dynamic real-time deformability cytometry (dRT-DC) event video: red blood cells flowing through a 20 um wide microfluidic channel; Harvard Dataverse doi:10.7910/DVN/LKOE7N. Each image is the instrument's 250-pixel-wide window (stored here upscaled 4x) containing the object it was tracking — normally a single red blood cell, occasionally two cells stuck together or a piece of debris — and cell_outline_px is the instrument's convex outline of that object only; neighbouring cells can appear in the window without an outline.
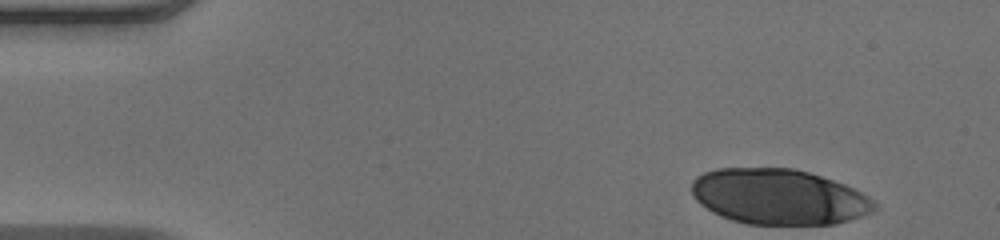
{"species": "human", "species_latin": "Homo sapiens", "temperature_condition": "warm", "stored_images_in_passage": 45, "camera_frame_rate_fps": 3000, "um_per_image_px": 0.085, "donor": {"sex": "male"}, "frame": {"image": 1, "passage_image": 1, "time_ms": 0.0, "image_size_px": [1000, 240], "cell_outline_px": [[880, 208], [872, 212], [836, 224], [748, 224], [732, 220], [720, 216], [712, 212], [700, 204], [696, 200], [692, 192], [692, 180], [696, 176], [704, 172], [716, 168], [792, 168], [808, 172], [844, 184], [868, 196]], "centroid_in_image_um": [66.18, 16.72], "position_along_channel_um": 18.8, "area_um2": 59.13}}
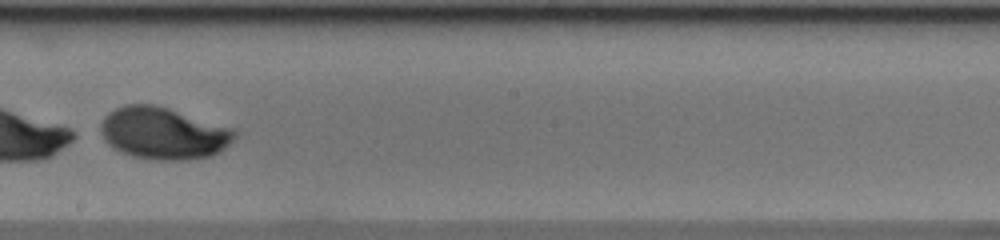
{"frame": {"image": 2, "passage_image": 25, "time_ms": 8.0, "image_size_px": [1000, 240], "cell_outline_px": [[236, 136], [220, 152], [212, 156], [188, 160], [156, 160], [132, 156], [120, 152], [112, 148], [104, 140], [100, 132], [100, 124], [104, 116], [108, 112], [124, 104], [156, 104], [236, 128]], "centroid_in_image_um": [13.88, 11.32], "position_along_channel_um": 234.3, "area_um2": 41.27}}
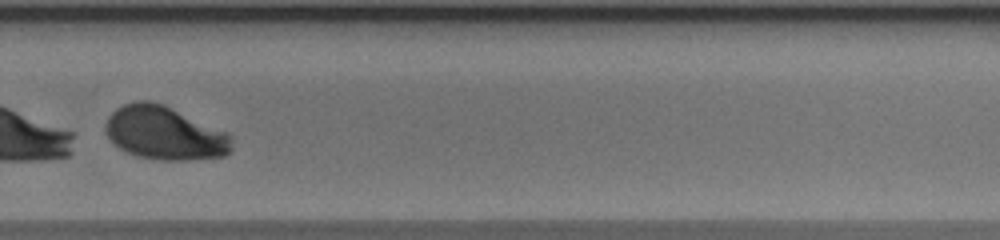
{"frame": {"image": 3, "passage_image": 31, "time_ms": 10.0, "image_size_px": [1000, 240], "cell_outline_px": [[232, 148], [224, 156], [188, 160], [160, 160], [140, 156], [128, 152], [112, 144], [104, 128], [108, 116], [116, 108], [124, 104], [136, 100], [148, 100], [164, 104], [228, 132]], "centroid_in_image_um": [13.97, 11.3], "position_along_channel_um": 315.8, "area_um2": 39.36}}